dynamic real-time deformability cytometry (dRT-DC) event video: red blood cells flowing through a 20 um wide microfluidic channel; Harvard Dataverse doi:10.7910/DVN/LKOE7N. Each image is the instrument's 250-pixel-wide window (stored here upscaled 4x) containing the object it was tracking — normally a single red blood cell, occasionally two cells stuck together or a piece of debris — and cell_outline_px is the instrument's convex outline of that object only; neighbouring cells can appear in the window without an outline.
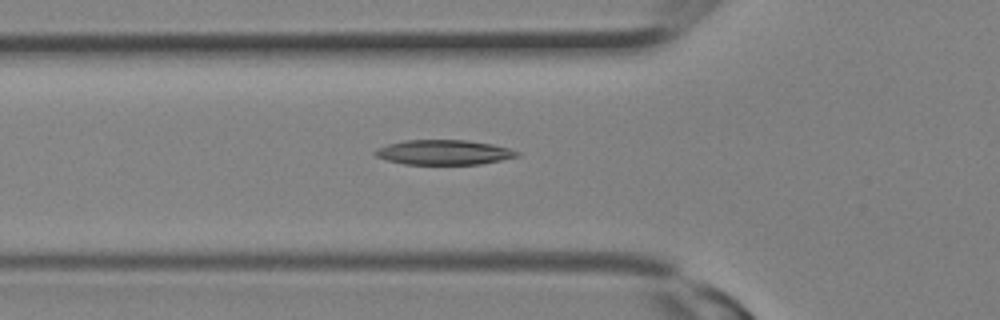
{"species": "Egyptian fruit bat (a non-hibernating species)", "species_latin": "Rousettus aegyptiacus", "temperature_condition": "room temperature", "stored_images_in_passage": 14, "camera_frame_rate_fps": 3000, "um_per_image_px": 0.085, "animal": {"sex": "female"}, "frame": {"image": 1, "passage_image": 5, "time_ms": 1.333, "image_size_px": [1000, 320], "cell_outline_px": [[520, 156], [480, 164], [404, 164], [388, 160], [376, 156], [372, 152], [376, 148], [388, 144], [404, 140], [468, 140], [492, 144], [508, 148], [520, 152]], "centroid_in_image_um": [37.71, 12.94], "position_along_channel_um": 88.1, "area_um2": 20.52}}
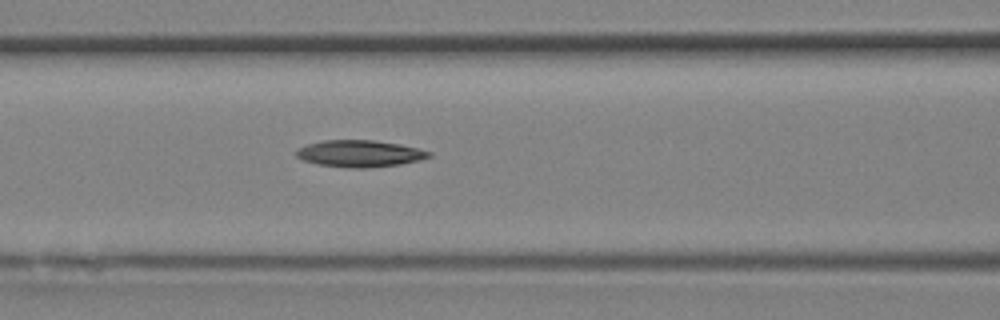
{"frame": {"image": 2, "passage_image": 7, "time_ms": 2.0, "image_size_px": [1000, 320], "cell_outline_px": [[432, 156], [420, 160], [400, 164], [368, 168], [348, 168], [316, 164], [304, 160], [296, 156], [296, 152], [300, 148], [308, 144], [324, 140], [376, 140], [400, 144], [432, 152]], "centroid_in_image_um": [30.6, 13.06], "position_along_channel_um": 136.0, "area_um2": 20.69}}
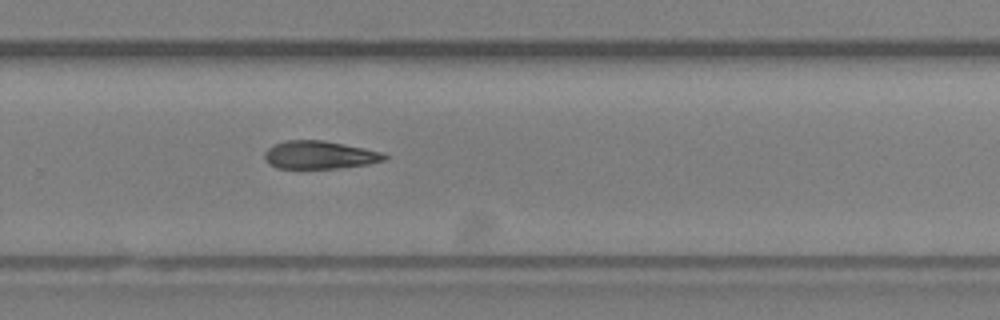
{"frame": {"image": 3, "passage_image": 14, "time_ms": 4.333, "image_size_px": [1000, 320], "cell_outline_px": [[388, 160], [368, 164], [336, 168], [276, 168], [268, 164], [264, 160], [264, 152], [272, 144], [284, 140], [324, 140], [384, 152], [388, 156]], "centroid_in_image_um": [27.15, 13.16], "position_along_channel_um": 302.7, "area_um2": 19.83}}